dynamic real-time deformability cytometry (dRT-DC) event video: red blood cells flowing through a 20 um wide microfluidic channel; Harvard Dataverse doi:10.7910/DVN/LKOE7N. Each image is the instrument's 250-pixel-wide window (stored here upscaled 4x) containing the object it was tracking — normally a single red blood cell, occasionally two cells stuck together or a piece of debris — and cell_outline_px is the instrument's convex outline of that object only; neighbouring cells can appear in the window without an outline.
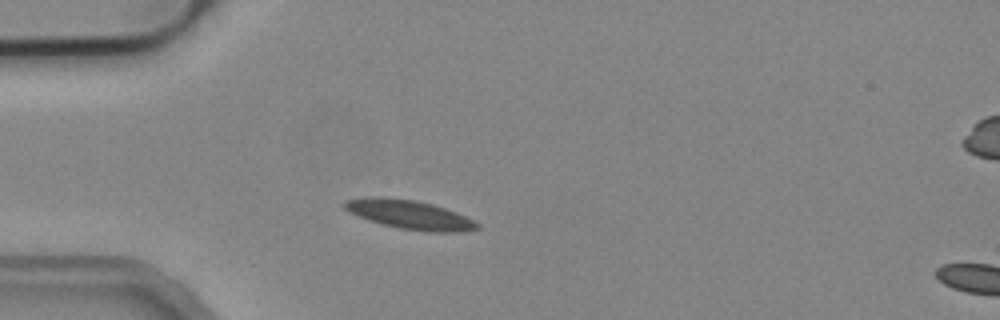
{"species": "common noctule bat (a hibernating species)", "species_latin": "Nyctalus noctula", "temperature_condition": "cold", "stored_images_in_passage": 43, "camera_frame_rate_fps": 3000, "um_per_image_px": 0.085, "animal": {"sex": "male", "body_mass_g": 19.2, "forearm_length_mm": 51.8}, "frame": {"image": 1, "passage_image": 10, "time_ms": 3.0, "image_size_px": [1000, 320], "cell_outline_px": [[480, 228], [464, 232], [432, 232], [400, 228], [380, 224], [368, 220], [348, 212], [344, 208], [344, 200], [368, 196], [380, 196], [416, 200], [432, 204], [456, 212], [480, 224]], "centroid_in_image_um": [34.78, 18.24], "position_along_channel_um": 50.2, "area_um2": 22.54}}
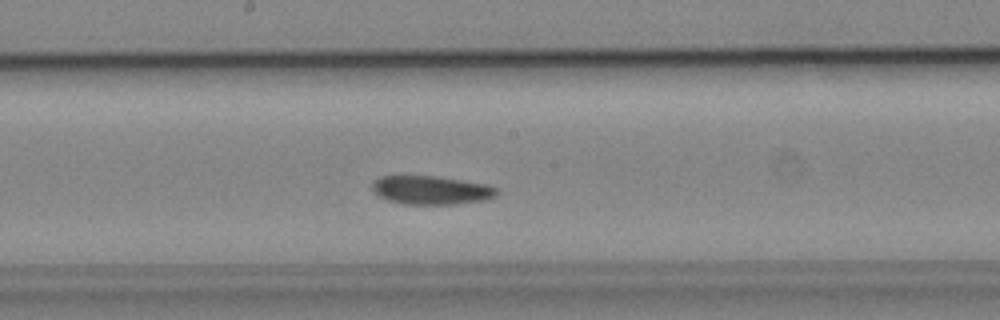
{"frame": {"image": 2, "passage_image": 24, "time_ms": 7.667, "image_size_px": [1000, 320], "cell_outline_px": [[496, 196], [484, 200], [452, 204], [404, 204], [388, 200], [380, 196], [372, 188], [372, 184], [380, 176], [436, 176], [484, 184], [496, 188]], "centroid_in_image_um": [36.63, 16.16], "position_along_channel_um": 211.6, "area_um2": 20.35}}
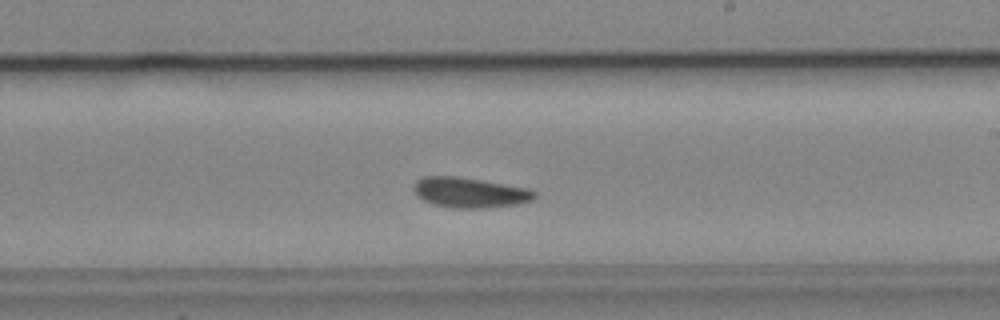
{"frame": {"image": 3, "passage_image": 27, "time_ms": 8.667, "image_size_px": [1000, 320], "cell_outline_px": [[536, 196], [532, 200], [516, 204], [484, 208], [452, 208], [432, 204], [416, 196], [412, 188], [416, 180], [424, 176], [456, 176], [528, 188], [536, 192]], "centroid_in_image_um": [39.88, 16.37], "position_along_channel_um": 249.1, "area_um2": 21.27}, "authors_computed_cell_mechanics": {"area_um2": 20.4034, "velocity_mm_per_s": 3.7477, "shape_relaxation_time_tau1_ms": null, "shape_relaxation_time_tau2_ms": 9.0313, "deformation_change_tau1": null, "deformation_change_tau2": 0.1533}}